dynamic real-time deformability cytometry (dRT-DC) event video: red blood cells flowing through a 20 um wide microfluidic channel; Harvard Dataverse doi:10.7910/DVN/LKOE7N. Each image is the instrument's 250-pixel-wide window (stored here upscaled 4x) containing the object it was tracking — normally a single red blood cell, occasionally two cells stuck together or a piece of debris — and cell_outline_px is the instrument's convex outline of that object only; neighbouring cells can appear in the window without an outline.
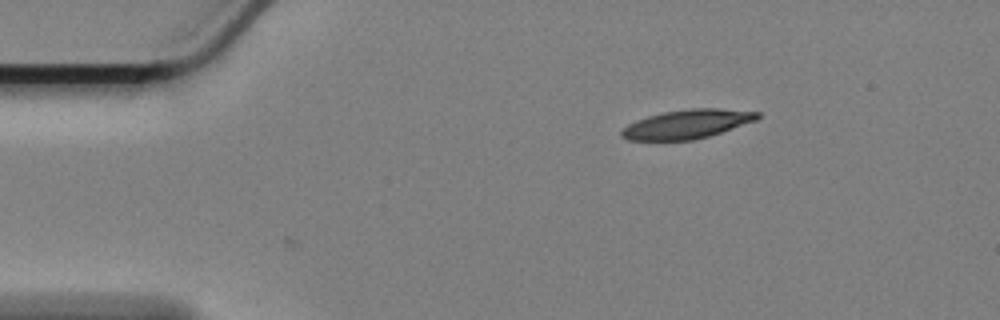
{"species": "Egyptian fruit bat (a non-hibernating species)", "species_latin": "Rousettus aegyptiacus", "temperature_condition": "cold", "stored_images_in_passage": 2, "camera_frame_rate_fps": 3000, "um_per_image_px": 0.085, "animal": {"sex": "female"}, "frame": {"image": 1, "passage_image": 1, "time_ms": 0.0, "image_size_px": [1000, 320], "cell_outline_px": [[760, 116], [756, 120], [708, 136], [692, 140], [628, 140], [620, 136], [620, 132], [628, 124], [636, 120], [648, 116], [664, 112], [688, 108], [720, 108], [760, 112]], "centroid_in_image_um": [58.38, 10.54], "position_along_channel_um": 26.6, "area_um2": 22.77}}